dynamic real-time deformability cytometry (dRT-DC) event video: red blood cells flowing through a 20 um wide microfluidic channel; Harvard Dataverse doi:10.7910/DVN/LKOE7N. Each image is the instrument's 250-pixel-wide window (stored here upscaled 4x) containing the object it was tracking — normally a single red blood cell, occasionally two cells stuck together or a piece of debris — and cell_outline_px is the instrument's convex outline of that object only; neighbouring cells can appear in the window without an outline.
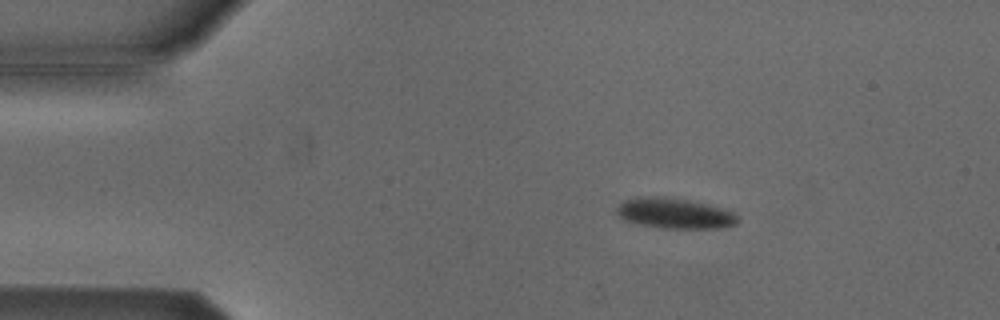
{"species": "Egyptian fruit bat (a non-hibernating species)", "species_latin": "Rousettus aegyptiacus", "temperature_condition": "cold", "stored_images_in_passage": 45, "camera_frame_rate_fps": 3000, "um_per_image_px": 0.085, "animal": {"sex": "male"}, "frame": {"image": 1, "passage_image": 1, "time_ms": 0.0, "image_size_px": [1000, 320], "cell_outline_px": [[736, 224], [720, 228], [660, 228], [640, 224], [624, 220], [616, 216], [616, 208], [624, 200], [636, 196], [664, 196], [688, 200], [708, 204], [732, 212], [736, 216]], "centroid_in_image_um": [57.25, 18.12], "position_along_channel_um": 27.7, "area_um2": 21.5}}
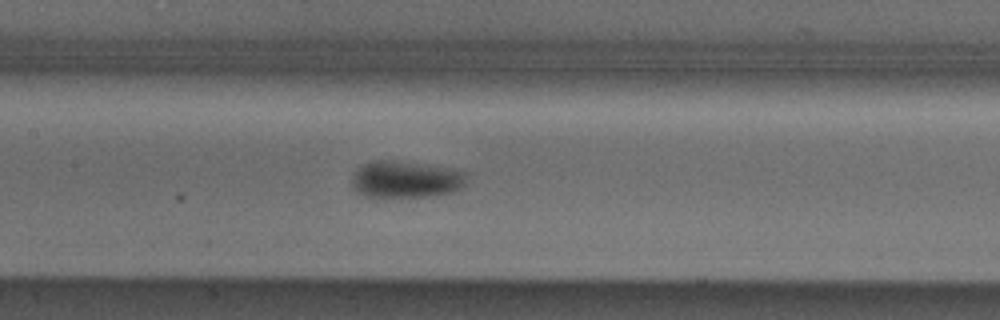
{"frame": {"image": 2, "passage_image": 17, "time_ms": 5.333, "image_size_px": [1000, 320], "cell_outline_px": [[468, 180], [464, 188], [452, 192], [432, 196], [360, 196], [352, 188], [352, 176], [356, 168], [372, 160], [392, 160], [452, 168], [468, 172]], "centroid_in_image_um": [34.52, 15.24], "position_along_channel_um": 172.9, "area_um2": 25.09}}
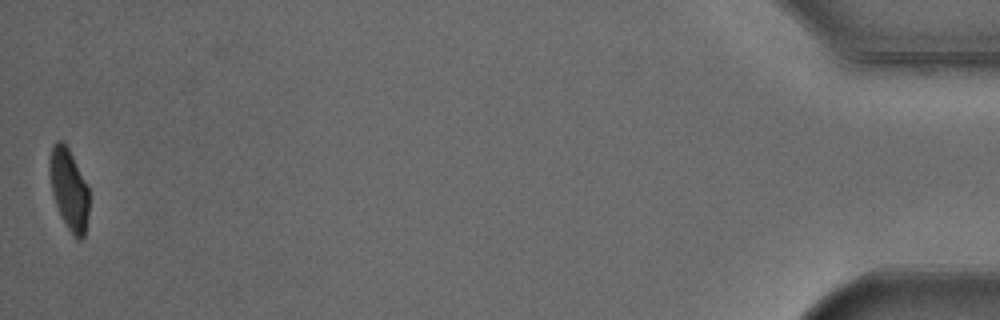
{"frame": {"image": 3, "passage_image": 45, "time_ms": 14.667, "image_size_px": [1000, 320], "cell_outline_px": [[88, 216], [84, 236], [80, 240], [76, 240], [60, 216], [52, 192], [48, 172], [48, 164], [52, 144], [56, 140], [64, 140], [88, 188]], "centroid_in_image_um": [5.83, 16.07], "position_along_channel_um": 429.4, "area_um2": 18.67}, "authors_computed_cell_mechanics": {"area_um2": 22.253, "velocity_mm_per_s": 3.821, "shape_relaxation_time_tau1_ms": 3.6668, "shape_relaxation_time_tau2_ms": null, "deformation_change_tau1": 0.1271, "deformation_change_tau2": null}}